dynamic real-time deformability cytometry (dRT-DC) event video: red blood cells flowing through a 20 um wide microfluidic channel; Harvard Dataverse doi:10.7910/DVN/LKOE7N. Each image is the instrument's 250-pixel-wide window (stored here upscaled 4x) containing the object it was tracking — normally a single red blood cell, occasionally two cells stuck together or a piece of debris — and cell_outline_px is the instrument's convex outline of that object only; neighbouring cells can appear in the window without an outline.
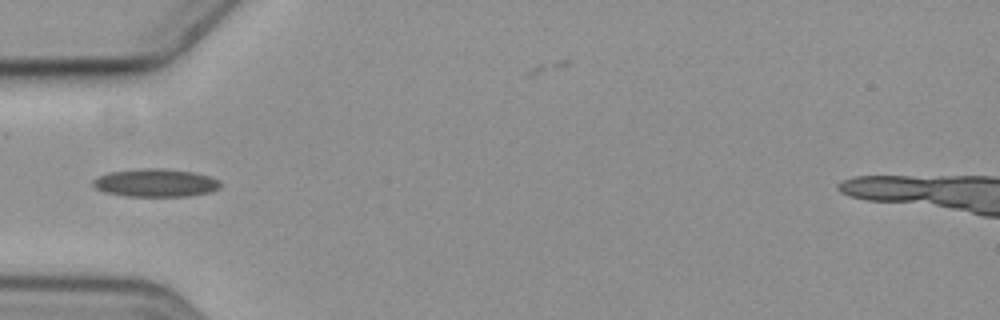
{"species": "common noctule bat (a hibernating species)", "species_latin": "Nyctalus noctula", "temperature_condition": "cold", "stored_images_in_passage": 6, "camera_frame_rate_fps": 3000, "um_per_image_px": 0.085, "animal": {"sex": "female", "body_mass_g": 19.3, "forearm_length_mm": 54.1}, "frame": {"image": 1, "passage_image": 5, "time_ms": 6.0, "image_size_px": [1000, 320], "cell_outline_px": [[220, 188], [208, 192], [188, 196], [124, 196], [104, 192], [96, 188], [92, 184], [92, 180], [108, 172], [144, 168], [164, 168], [196, 172], [220, 180]], "centroid_in_image_um": [13.22, 15.53], "position_along_channel_um": 71.8, "area_um2": 20.87}}
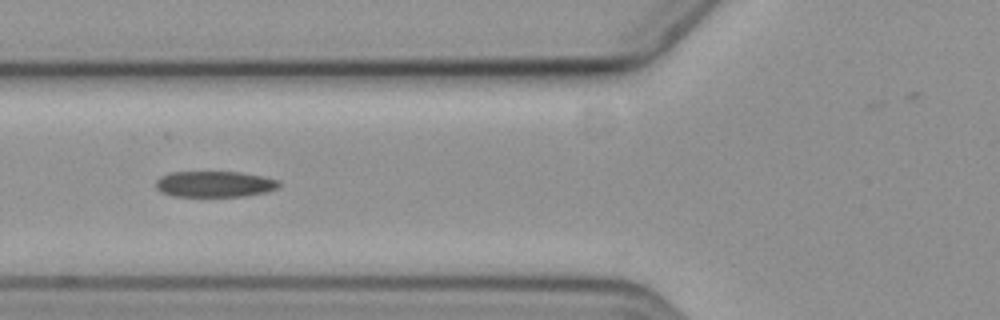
{"frame": {"image": 2, "passage_image": 6, "time_ms": 7.0, "image_size_px": [1000, 320], "cell_outline_px": [[280, 184], [276, 188], [264, 192], [244, 196], [172, 196], [160, 192], [156, 188], [156, 180], [160, 176], [172, 172], [240, 172], [264, 176], [280, 180]], "centroid_in_image_um": [18.22, 15.64], "position_along_channel_um": 107.6, "area_um2": 18.67}}